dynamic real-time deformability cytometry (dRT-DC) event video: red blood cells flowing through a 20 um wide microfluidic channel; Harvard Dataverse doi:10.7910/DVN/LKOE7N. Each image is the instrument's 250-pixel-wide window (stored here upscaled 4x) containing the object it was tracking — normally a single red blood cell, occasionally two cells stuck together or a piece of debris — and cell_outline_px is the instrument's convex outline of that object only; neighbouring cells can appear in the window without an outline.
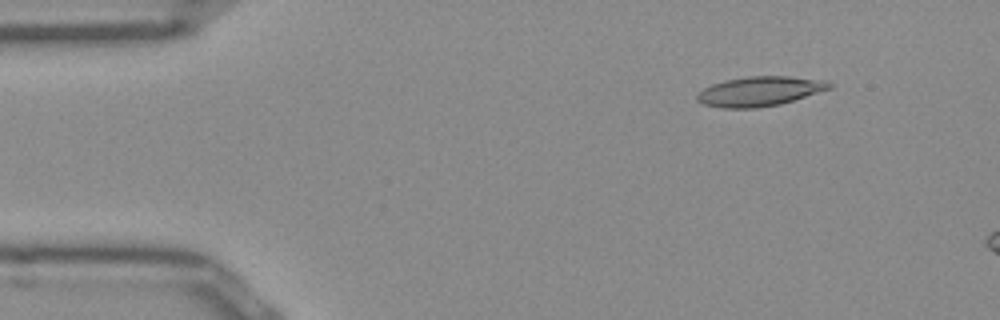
{"species": "Egyptian fruit bat (a non-hibernating species)", "species_latin": "Rousettus aegyptiacus", "temperature_condition": "room temperature", "stored_images_in_passage": 12, "camera_frame_rate_fps": 3000, "um_per_image_px": 0.085, "frame": {"image": 1, "passage_image": 6, "time_ms": 1.667, "image_size_px": [1000, 320], "cell_outline_px": [[832, 88], [780, 104], [756, 108], [720, 108], [704, 104], [696, 100], [696, 96], [704, 88], [712, 84], [724, 80], [748, 76], [788, 76], [824, 80], [832, 84]], "centroid_in_image_um": [64.56, 7.76], "position_along_channel_um": 20.4, "area_um2": 22.77}}